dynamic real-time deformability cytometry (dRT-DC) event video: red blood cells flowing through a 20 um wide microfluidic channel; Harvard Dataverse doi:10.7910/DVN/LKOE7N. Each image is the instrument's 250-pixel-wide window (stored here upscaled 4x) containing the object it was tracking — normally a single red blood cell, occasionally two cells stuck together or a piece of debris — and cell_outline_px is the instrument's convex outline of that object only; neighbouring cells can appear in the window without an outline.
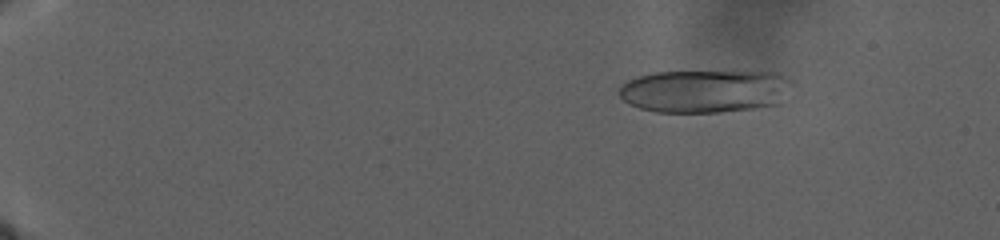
{"species": "human", "species_latin": "Homo sapiens", "temperature_condition": "warm", "stored_images_in_passage": 133, "camera_frame_rate_fps": 3000, "um_per_image_px": 0.085, "donor": {"sex": "male"}, "frame": {"image": 1, "passage_image": 39, "time_ms": 6.667, "image_size_px": [1000, 240], "cell_outline_px": [[792, 80], [776, 104], [752, 108], [720, 112], [656, 112], [640, 108], [628, 104], [620, 96], [620, 84], [636, 76], [656, 72], [776, 72]], "centroid_in_image_um": [59.81, 7.74], "position_along_channel_um": 25.2, "area_um2": 42.77}}
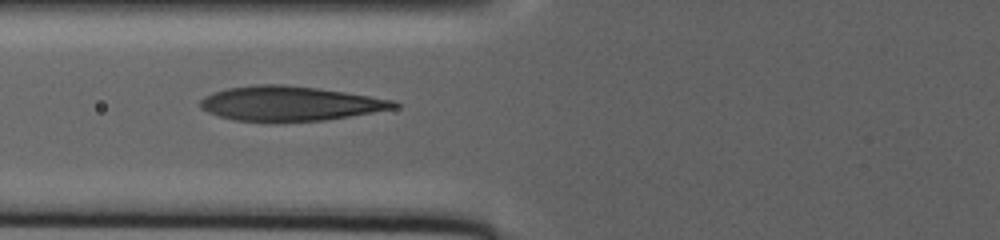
{"frame": {"image": 2, "passage_image": 105, "time_ms": 19.333, "image_size_px": [1000, 240], "cell_outline_px": [[400, 108], [352, 116], [324, 120], [276, 124], [272, 124], [236, 120], [220, 116], [208, 112], [200, 108], [200, 100], [204, 96], [212, 92], [228, 88], [256, 84], [284, 84], [320, 88], [396, 100], [400, 104]], "centroid_in_image_um": [24.67, 8.82], "position_along_channel_um": 101.1, "area_um2": 40.23}}
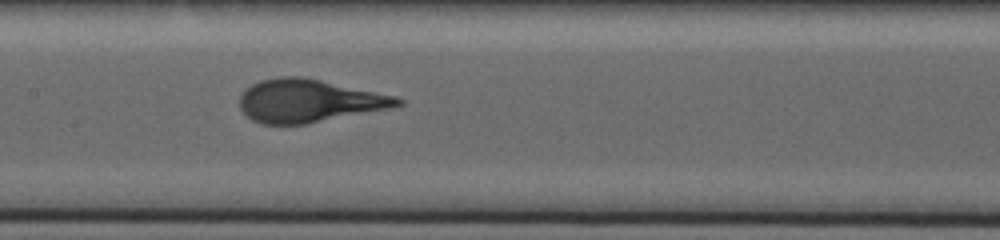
{"frame": {"image": 3, "passage_image": 132, "time_ms": 24.0, "image_size_px": [1000, 240], "cell_outline_px": [[404, 104], [388, 108], [304, 124], [260, 124], [252, 120], [240, 108], [240, 96], [244, 88], [260, 80], [280, 76], [300, 76], [320, 80], [396, 96], [404, 100]], "centroid_in_image_um": [26.21, 8.56], "position_along_channel_um": 181.2, "area_um2": 39.13}}